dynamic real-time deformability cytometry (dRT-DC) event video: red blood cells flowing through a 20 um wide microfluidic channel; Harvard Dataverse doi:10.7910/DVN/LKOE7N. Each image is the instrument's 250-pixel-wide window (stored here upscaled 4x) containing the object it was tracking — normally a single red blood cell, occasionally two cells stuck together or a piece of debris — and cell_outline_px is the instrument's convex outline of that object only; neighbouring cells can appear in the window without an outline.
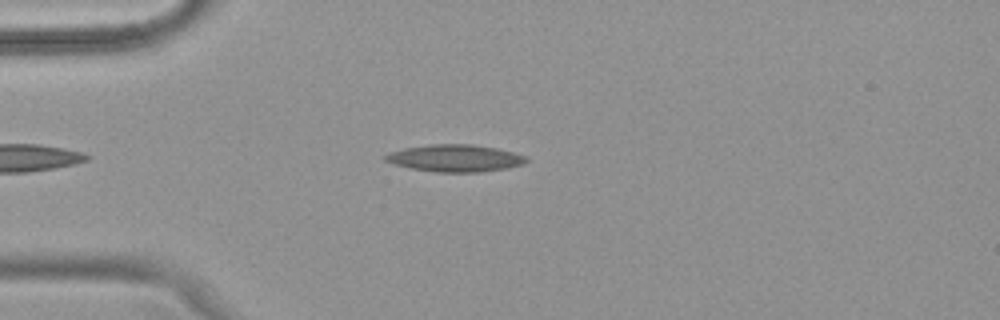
{"species": "common noctule bat (a hibernating species)", "species_latin": "Nyctalus noctula", "temperature_condition": "warm", "stored_images_in_passage": 44, "camera_frame_rate_fps": 3000, "um_per_image_px": 0.085, "animal": {"sex": "female", "body_mass_g": 18.4}, "frame": {"image": 1, "passage_image": 6, "time_ms": 1.667, "image_size_px": [1000, 320], "cell_outline_px": [[528, 160], [520, 164], [504, 168], [480, 172], [436, 172], [412, 168], [392, 164], [384, 160], [384, 156], [392, 152], [404, 148], [428, 144], [472, 144], [496, 148], [528, 156]], "centroid_in_image_um": [38.65, 13.44], "position_along_channel_um": 46.3, "area_um2": 22.08}}
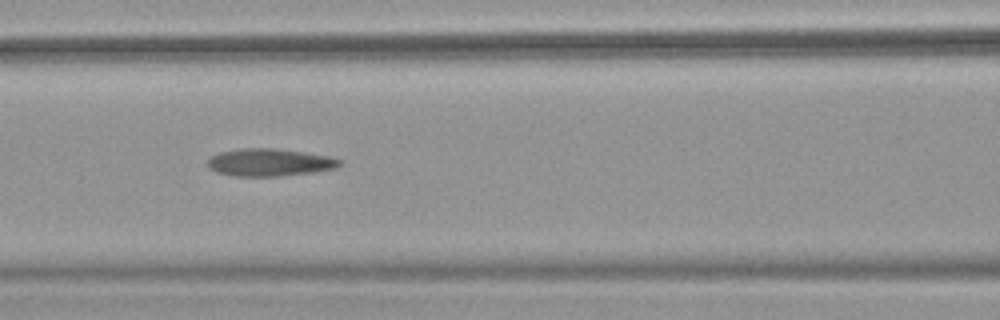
{"frame": {"image": 2, "passage_image": 15, "time_ms": 4.667, "image_size_px": [1000, 320], "cell_outline_px": [[340, 164], [336, 168], [312, 172], [276, 176], [236, 176], [216, 172], [208, 164], [208, 160], [212, 156], [220, 152], [244, 148], [276, 148], [304, 152], [328, 156], [340, 160]], "centroid_in_image_um": [22.91, 13.8], "position_along_channel_um": 143.7, "area_um2": 20.81}}
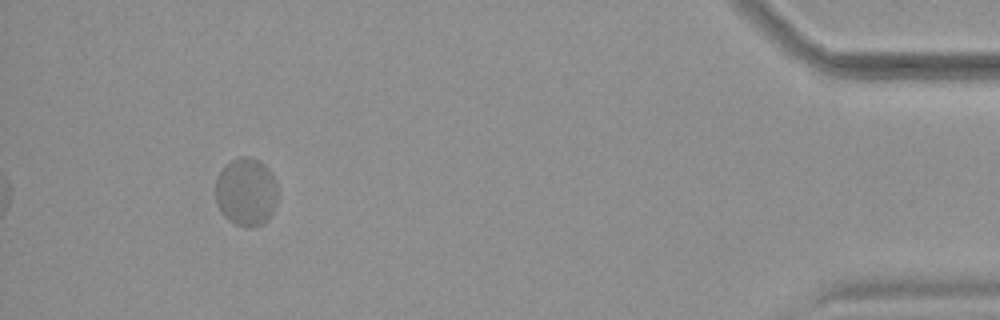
{"frame": {"image": 3, "passage_image": 41, "time_ms": 13.333, "image_size_px": [1000, 320], "cell_outline_px": [[276, 204], [268, 220], [264, 224], [248, 228], [236, 224], [228, 220], [220, 212], [216, 204], [216, 180], [220, 172], [232, 160], [240, 156], [252, 156], [260, 160], [276, 176]], "centroid_in_image_um": [20.94, 16.31], "position_along_channel_um": 414.3, "area_um2": 25.03}}